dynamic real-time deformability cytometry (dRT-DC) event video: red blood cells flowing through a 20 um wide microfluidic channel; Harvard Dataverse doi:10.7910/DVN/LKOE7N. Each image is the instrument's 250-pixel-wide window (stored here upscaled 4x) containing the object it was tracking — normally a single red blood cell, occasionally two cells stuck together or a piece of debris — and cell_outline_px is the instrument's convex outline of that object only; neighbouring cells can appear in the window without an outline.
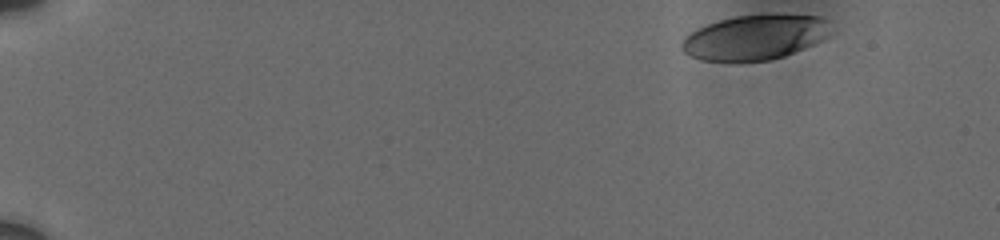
{"species": "human", "species_latin": "Homo sapiens", "temperature_condition": "cold", "stored_images_in_passage": 8, "camera_frame_rate_fps": 3000, "um_per_image_px": 0.085, "donor": {"sex": "male"}, "frame": {"image": 1, "passage_image": 1, "time_ms": 0.0, "image_size_px": [1000, 240], "cell_outline_px": [[828, 36], [824, 40], [784, 56], [768, 60], [700, 60], [684, 52], [680, 48], [680, 44], [684, 36], [708, 24], [720, 20], [736, 16], [768, 12], [776, 12], [820, 16], [824, 20]], "centroid_in_image_um": [64.16, 3.13], "position_along_channel_um": 20.8, "area_um2": 39.02}}
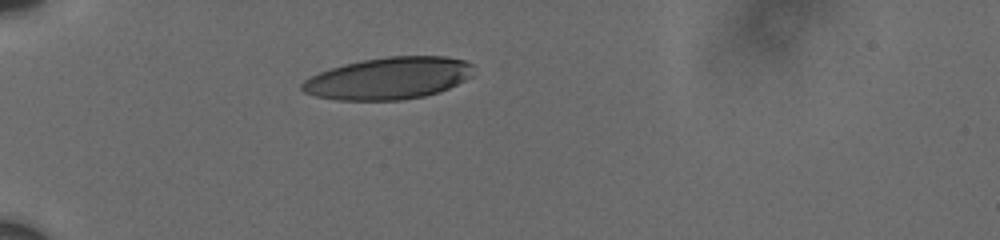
{"frame": {"image": 2, "passage_image": 6, "time_ms": 4.0, "image_size_px": [1000, 240], "cell_outline_px": [[472, 76], [440, 92], [424, 96], [400, 100], [336, 100], [316, 96], [304, 92], [300, 88], [300, 84], [304, 80], [320, 72], [344, 64], [360, 60], [388, 56], [444, 56], [464, 60], [472, 64]], "centroid_in_image_um": [33.02, 6.65], "position_along_channel_um": 52.0, "area_um2": 41.96}}
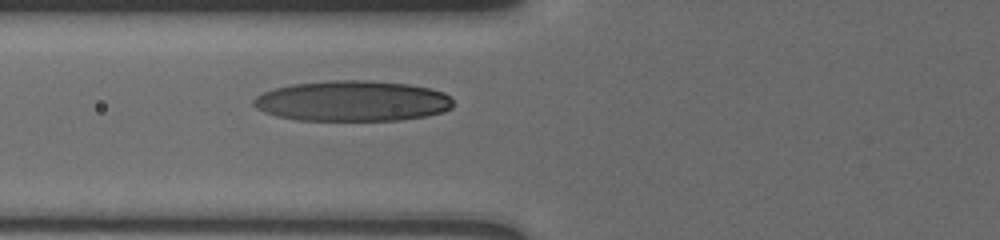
{"frame": {"image": 3, "passage_image": 8, "time_ms": 6.0, "image_size_px": [1000, 240], "cell_outline_px": [[452, 108], [444, 112], [424, 116], [396, 120], [300, 120], [276, 116], [264, 112], [256, 108], [252, 104], [252, 100], [256, 96], [264, 92], [276, 88], [292, 84], [328, 80], [368, 80], [408, 84], [428, 88], [444, 92], [452, 100]], "centroid_in_image_um": [29.93, 8.58], "position_along_channel_um": 95.9, "area_um2": 47.16}}